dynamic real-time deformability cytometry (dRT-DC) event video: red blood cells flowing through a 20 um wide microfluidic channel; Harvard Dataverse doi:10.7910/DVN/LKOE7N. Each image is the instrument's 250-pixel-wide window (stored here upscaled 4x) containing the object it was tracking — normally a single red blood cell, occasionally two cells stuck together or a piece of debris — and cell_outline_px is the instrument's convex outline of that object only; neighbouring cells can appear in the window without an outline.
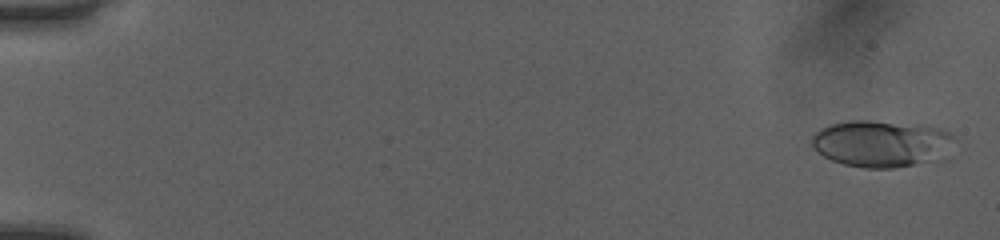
{"species": "human", "species_latin": "Homo sapiens", "temperature_condition": "room temperature", "stored_images_in_passage": 51, "camera_frame_rate_fps": 3000, "um_per_image_px": 0.085, "donor": {"sex": "female"}, "frame": {"image": 1, "passage_image": 2, "time_ms": 0.333, "image_size_px": [1000, 240], "cell_outline_px": [[952, 136], [948, 160], [892, 168], [864, 168], [844, 164], [832, 160], [816, 152], [812, 148], [812, 136], [820, 128], [828, 124], [848, 120], [868, 120], [928, 124], [940, 128], [948, 132]], "centroid_in_image_um": [74.97, 12.2], "position_along_channel_um": 10.0, "area_um2": 39.94}}
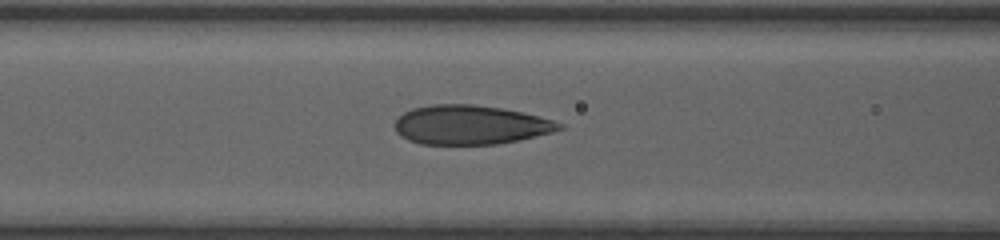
{"frame": {"image": 2, "passage_image": 23, "time_ms": 7.333, "image_size_px": [1000, 240], "cell_outline_px": [[564, 128], [552, 132], [520, 140], [496, 144], [420, 144], [408, 140], [400, 136], [396, 132], [396, 120], [404, 112], [412, 108], [432, 104], [476, 104], [500, 108], [520, 112], [552, 120], [564, 124]], "centroid_in_image_um": [39.97, 10.61], "position_along_channel_um": 126.6, "area_um2": 37.45}}
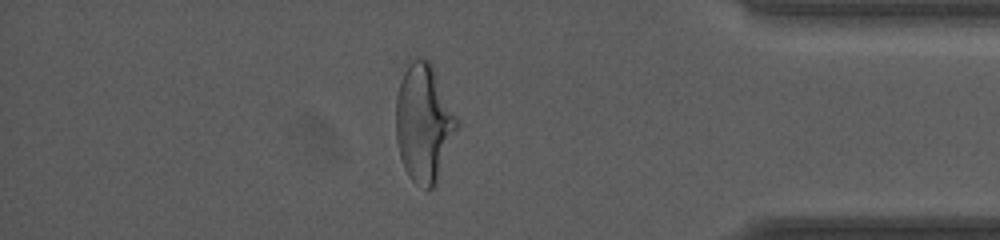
{"frame": {"image": 3, "passage_image": 45, "time_ms": 14.667, "image_size_px": [1000, 240], "cell_outline_px": [[460, 124], [436, 184], [432, 188], [424, 188], [416, 184], [408, 176], [404, 168], [400, 156], [396, 140], [396, 100], [400, 84], [404, 72], [408, 64], [416, 56], [420, 56], [428, 60], [432, 64], [460, 120]], "centroid_in_image_um": [36.05, 10.45], "position_along_channel_um": 399.1, "area_um2": 42.31}, "authors_computed_cell_mechanics": {"area_um2": 37.6278, "velocity_mm_per_s": 4.0601, "shape_relaxation_time_tau1_ms": 4.0508, "shape_relaxation_time_tau2_ms": 0.8015, "deformation_change_tau1": 0.1694, "deformation_change_tau2": 0.0767}}